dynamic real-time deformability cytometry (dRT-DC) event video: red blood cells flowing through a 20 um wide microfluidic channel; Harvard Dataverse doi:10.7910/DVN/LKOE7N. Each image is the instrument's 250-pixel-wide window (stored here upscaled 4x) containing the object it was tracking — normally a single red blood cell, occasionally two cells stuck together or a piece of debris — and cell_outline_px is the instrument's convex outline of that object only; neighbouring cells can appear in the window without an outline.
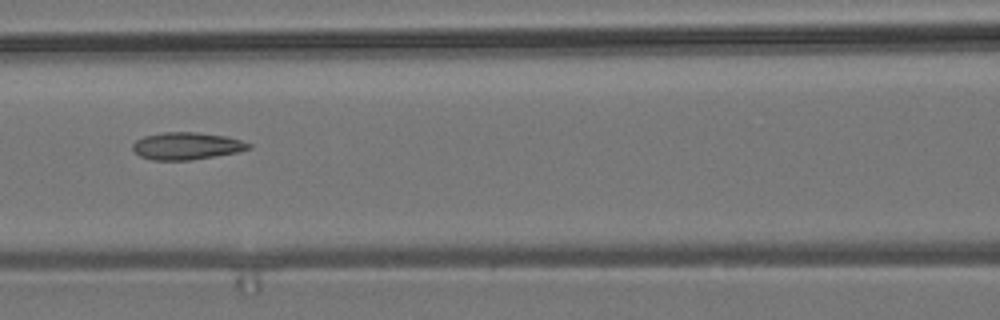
{"species": "common noctule bat (a hibernating species)", "species_latin": "Nyctalus noctula", "temperature_condition": "room temperature", "stored_images_in_passage": 6, "camera_frame_rate_fps": 3000, "um_per_image_px": 0.085, "animal": {"sex": "male", "body_mass_g": 19.2, "forearm_length_mm": 51.8}, "frame": {"image": 1, "passage_image": 3, "time_ms": 3.0, "image_size_px": [1000, 320], "cell_outline_px": [[252, 148], [236, 152], [192, 160], [152, 160], [140, 156], [132, 148], [132, 144], [136, 140], [144, 136], [164, 132], [196, 132], [228, 136], [252, 144]], "centroid_in_image_um": [15.87, 12.4], "position_along_channel_um": 150.7, "area_um2": 18.44}}
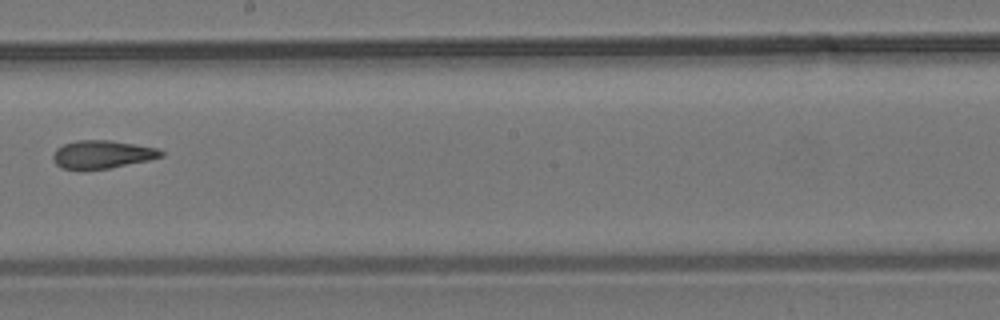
{"frame": {"image": 2, "passage_image": 5, "time_ms": 5.333, "image_size_px": [1000, 320], "cell_outline_px": [[164, 156], [148, 160], [108, 168], [80, 172], [60, 168], [52, 160], [52, 156], [56, 148], [64, 144], [76, 140], [112, 140], [156, 148], [164, 152]], "centroid_in_image_um": [8.61, 13.15], "position_along_channel_um": 239.6, "area_um2": 18.09}}
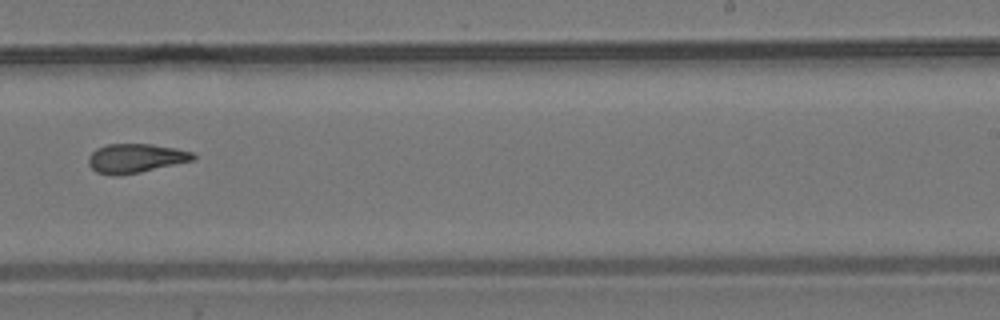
{"frame": {"image": 3, "passage_image": 6, "time_ms": 6.333, "image_size_px": [1000, 320], "cell_outline_px": [[196, 160], [140, 172], [120, 176], [112, 176], [96, 172], [88, 164], [88, 156], [96, 148], [104, 144], [152, 144], [176, 148], [196, 152]], "centroid_in_image_um": [11.54, 13.45], "position_along_channel_um": 277.5, "area_um2": 18.15}}